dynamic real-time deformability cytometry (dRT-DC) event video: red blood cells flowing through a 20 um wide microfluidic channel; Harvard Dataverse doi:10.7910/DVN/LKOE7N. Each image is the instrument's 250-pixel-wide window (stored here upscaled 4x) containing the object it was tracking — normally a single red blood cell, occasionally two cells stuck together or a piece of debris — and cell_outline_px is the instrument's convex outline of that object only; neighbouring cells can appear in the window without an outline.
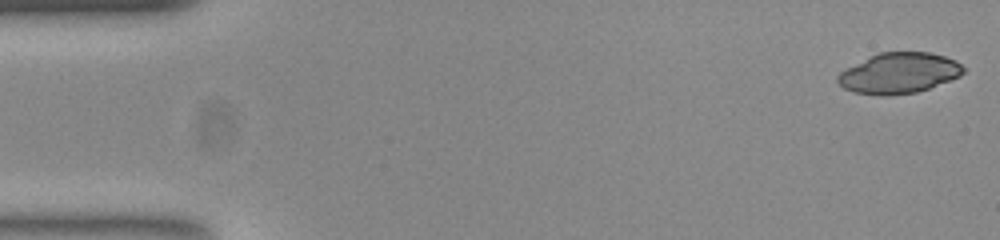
{"species": "common noctule bat (a hibernating species)", "species_latin": "Nyctalus noctula", "temperature_condition": "room temperature", "stored_images_in_passage": 12, "camera_frame_rate_fps": 3000, "um_per_image_px": 0.085, "animal": {"sex": "female", "body_mass_g": 23.0, "forearm_length_mm": 53.4}, "frame": {"image": 1, "passage_image": 1, "time_ms": 0.0, "image_size_px": [1000, 240], "cell_outline_px": [[968, 68], [960, 76], [928, 88], [916, 92], [892, 96], [880, 96], [852, 92], [844, 88], [836, 80], [836, 76], [840, 72], [880, 52], [928, 52], [944, 56], [956, 60]], "centroid_in_image_um": [76.44, 6.23], "position_along_channel_um": 8.6, "area_um2": 29.71}}